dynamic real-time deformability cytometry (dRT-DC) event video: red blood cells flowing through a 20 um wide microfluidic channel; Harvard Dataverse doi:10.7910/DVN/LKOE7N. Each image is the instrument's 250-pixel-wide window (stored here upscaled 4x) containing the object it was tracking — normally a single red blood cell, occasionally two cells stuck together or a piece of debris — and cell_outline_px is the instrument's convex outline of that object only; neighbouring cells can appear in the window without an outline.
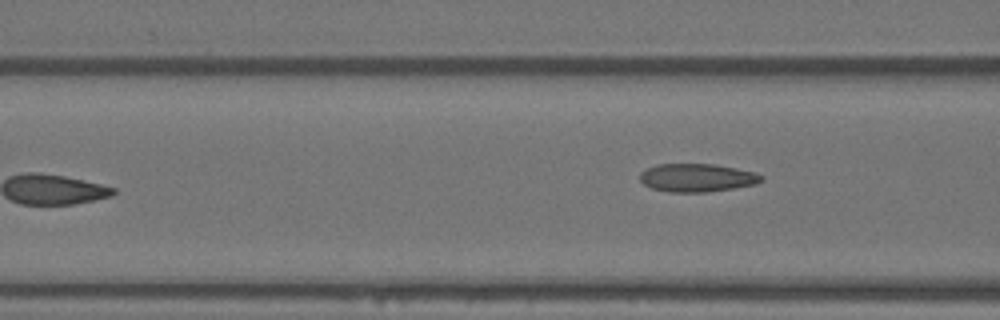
{"species": "Egyptian fruit bat (a non-hibernating species)", "species_latin": "Rousettus aegyptiacus", "temperature_condition": "warm", "stored_images_in_passage": 6, "camera_frame_rate_fps": 3000, "um_per_image_px": 0.085, "animal": {"sex": "female"}, "frame": {"image": 1, "passage_image": 6, "time_ms": 1.667, "image_size_px": [1000, 320], "cell_outline_px": [[764, 180], [756, 184], [708, 192], [668, 192], [652, 188], [644, 184], [640, 180], [640, 172], [656, 164], [716, 164], [756, 172], [764, 176]], "centroid_in_image_um": [59.27, 15.1], "position_along_channel_um": 107.3, "area_um2": 20.06}}